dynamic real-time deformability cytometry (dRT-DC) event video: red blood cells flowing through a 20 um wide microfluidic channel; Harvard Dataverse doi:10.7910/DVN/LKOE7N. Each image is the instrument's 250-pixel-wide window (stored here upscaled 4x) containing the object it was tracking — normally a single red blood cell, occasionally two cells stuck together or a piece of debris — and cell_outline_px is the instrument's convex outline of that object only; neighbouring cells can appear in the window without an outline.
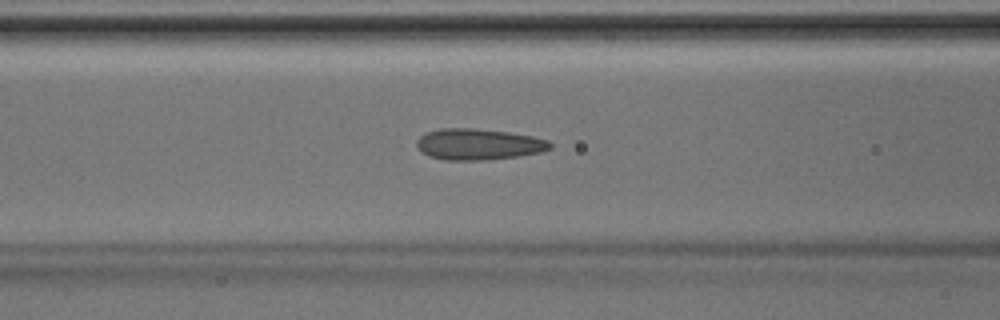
{"species": "Egyptian fruit bat (a non-hibernating species)", "species_latin": "Rousettus aegyptiacus", "temperature_condition": "room temperature", "stored_images_in_passage": 44, "camera_frame_rate_fps": 3000, "um_per_image_px": 0.085, "animal": {"sex": "male"}, "frame": {"image": 1, "passage_image": 17, "time_ms": 5.333, "image_size_px": [1000, 320], "cell_outline_px": [[552, 148], [540, 152], [516, 156], [480, 160], [444, 160], [428, 156], [416, 144], [416, 140], [424, 132], [440, 128], [472, 128], [508, 132], [532, 136], [548, 140], [552, 144]], "centroid_in_image_um": [40.65, 12.25], "position_along_channel_um": 126.0, "area_um2": 24.1}}
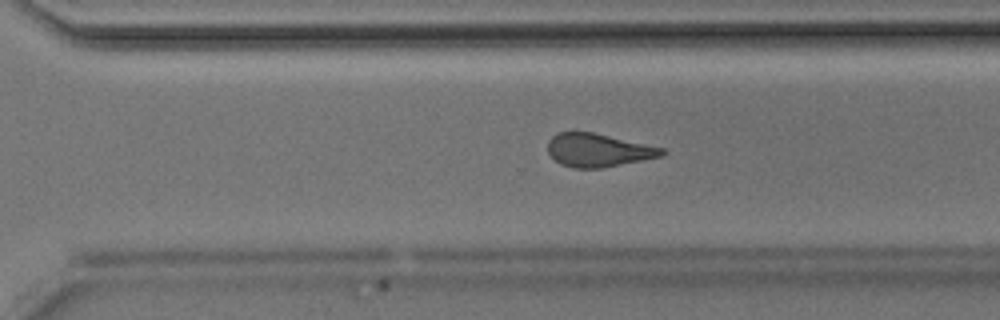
{"frame": {"image": 2, "passage_image": 30, "time_ms": 9.667, "image_size_px": [1000, 320], "cell_outline_px": [[664, 156], [600, 168], [572, 168], [560, 164], [548, 152], [548, 140], [556, 132], [592, 132], [664, 148]], "centroid_in_image_um": [50.82, 12.76], "position_along_channel_um": 319.8, "area_um2": 21.96}}
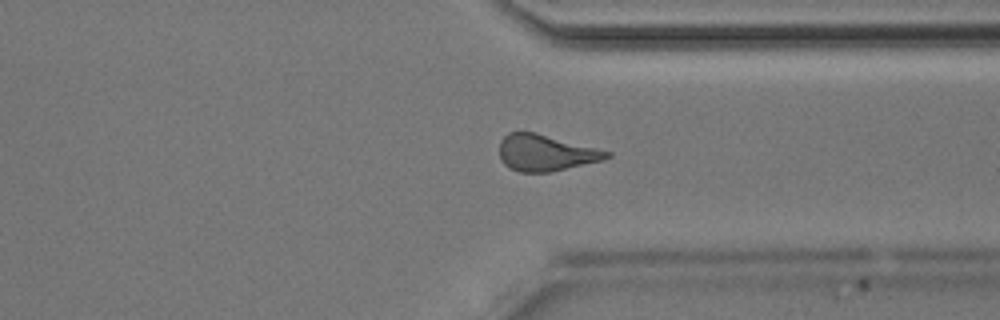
{"frame": {"image": 3, "passage_image": 33, "time_ms": 10.667, "image_size_px": [1000, 320], "cell_outline_px": [[612, 156], [604, 160], [548, 172], [520, 172], [508, 168], [500, 160], [500, 140], [508, 132], [536, 132], [612, 152]], "centroid_in_image_um": [46.37, 12.99], "position_along_channel_um": 365.0, "area_um2": 22.77}}